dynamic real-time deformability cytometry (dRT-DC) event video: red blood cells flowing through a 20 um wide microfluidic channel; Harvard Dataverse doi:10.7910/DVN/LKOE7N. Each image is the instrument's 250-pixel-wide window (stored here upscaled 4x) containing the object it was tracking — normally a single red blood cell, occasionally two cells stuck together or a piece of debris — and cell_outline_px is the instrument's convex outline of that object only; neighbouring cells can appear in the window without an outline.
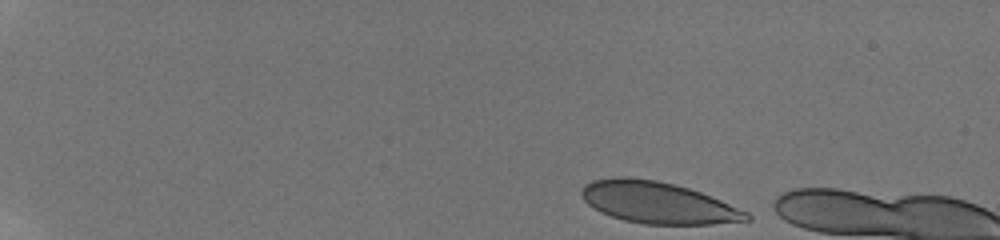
{"species": "human", "species_latin": "Homo sapiens", "temperature_condition": "room temperature", "stored_images_in_passage": 16, "camera_frame_rate_fps": 3000, "um_per_image_px": 0.085, "donor": {"sex": "male"}, "frame": {"image": 1, "passage_image": 1, "time_ms": 0.0, "image_size_px": [1000, 240], "cell_outline_px": [[752, 220], [712, 224], [644, 224], [624, 220], [600, 212], [588, 204], [584, 200], [580, 192], [584, 184], [592, 180], [616, 176], [628, 176], [656, 180], [688, 188], [700, 192], [720, 200], [748, 212], [752, 216]], "centroid_in_image_um": [55.89, 17.22], "position_along_channel_um": 29.1, "area_um2": 40.0}}